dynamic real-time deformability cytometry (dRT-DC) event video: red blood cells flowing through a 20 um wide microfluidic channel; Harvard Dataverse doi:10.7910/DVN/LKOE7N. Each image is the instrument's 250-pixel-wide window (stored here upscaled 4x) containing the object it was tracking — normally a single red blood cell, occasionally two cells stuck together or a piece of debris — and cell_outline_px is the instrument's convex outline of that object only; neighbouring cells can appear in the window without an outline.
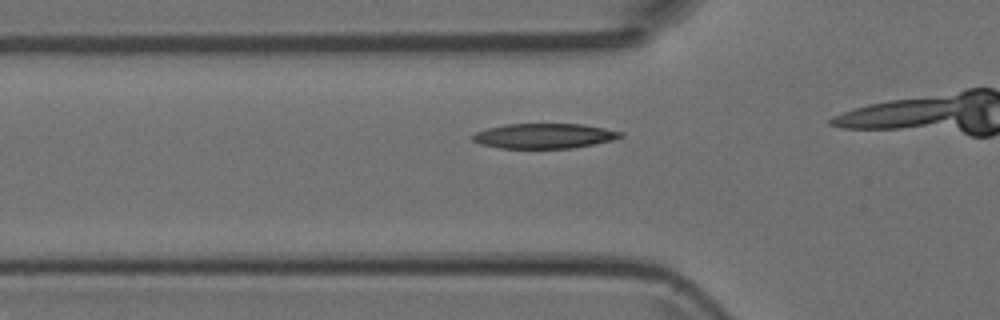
{"species": "Egyptian fruit bat (a non-hibernating species)", "species_latin": "Rousettus aegyptiacus", "temperature_condition": "room temperature", "stored_images_in_passage": 6, "camera_frame_rate_fps": 3000, "um_per_image_px": 0.085, "animal": {"sex": "female"}, "frame": {"image": 1, "passage_image": 2, "time_ms": 0.333, "image_size_px": [1000, 320], "cell_outline_px": [[624, 136], [612, 140], [572, 148], [500, 148], [480, 144], [472, 140], [472, 136], [476, 132], [488, 128], [504, 124], [584, 124], [624, 132]], "centroid_in_image_um": [46.26, 11.55], "position_along_channel_um": 79.5, "area_um2": 21.5}}
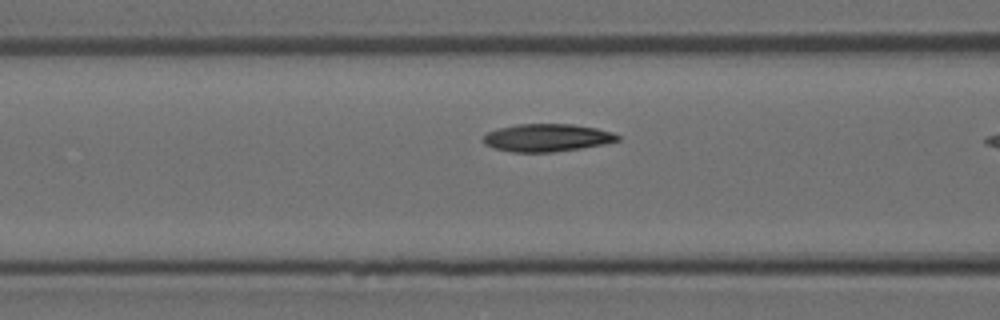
{"frame": {"image": 2, "passage_image": 5, "time_ms": 1.333, "image_size_px": [1000, 320], "cell_outline_px": [[620, 140], [604, 144], [580, 148], [552, 152], [512, 152], [492, 148], [484, 144], [480, 140], [488, 132], [500, 128], [516, 124], [572, 124], [596, 128], [612, 132], [620, 136]], "centroid_in_image_um": [46.46, 11.71], "position_along_channel_um": 120.1, "area_um2": 21.73}}